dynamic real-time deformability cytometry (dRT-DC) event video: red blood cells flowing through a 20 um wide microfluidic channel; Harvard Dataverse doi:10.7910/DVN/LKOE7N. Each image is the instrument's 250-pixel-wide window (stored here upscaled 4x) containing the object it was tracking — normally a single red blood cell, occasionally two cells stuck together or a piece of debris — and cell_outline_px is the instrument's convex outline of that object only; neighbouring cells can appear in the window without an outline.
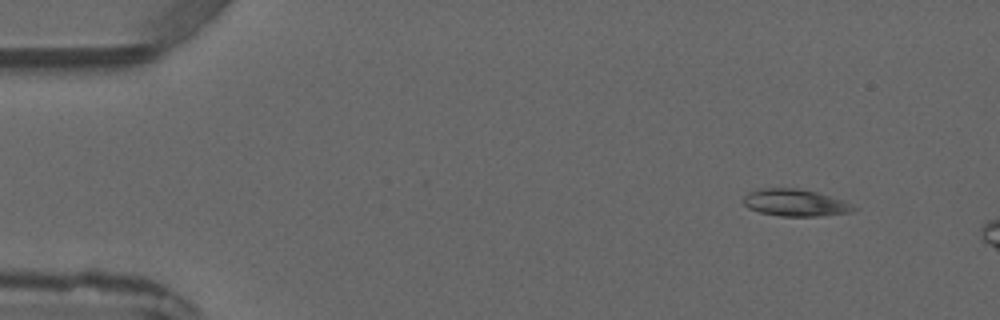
{"species": "common noctule bat (a hibernating species)", "species_latin": "Nyctalus noctula", "temperature_condition": "warm", "stored_images_in_passage": 3, "camera_frame_rate_fps": 3000, "um_per_image_px": 0.085, "animal": {"sex": "male", "forearm_length_mm": 52.5}, "frame": {"image": 1, "passage_image": 1, "time_ms": 0.0, "image_size_px": [1000, 320], "cell_outline_px": [[856, 208], [852, 212], [820, 216], [780, 216], [760, 212], [748, 208], [744, 204], [744, 196], [748, 192], [756, 188], [796, 188], [816, 192], [840, 200]], "centroid_in_image_um": [67.51, 17.23], "position_along_channel_um": 17.5, "area_um2": 17.11}}